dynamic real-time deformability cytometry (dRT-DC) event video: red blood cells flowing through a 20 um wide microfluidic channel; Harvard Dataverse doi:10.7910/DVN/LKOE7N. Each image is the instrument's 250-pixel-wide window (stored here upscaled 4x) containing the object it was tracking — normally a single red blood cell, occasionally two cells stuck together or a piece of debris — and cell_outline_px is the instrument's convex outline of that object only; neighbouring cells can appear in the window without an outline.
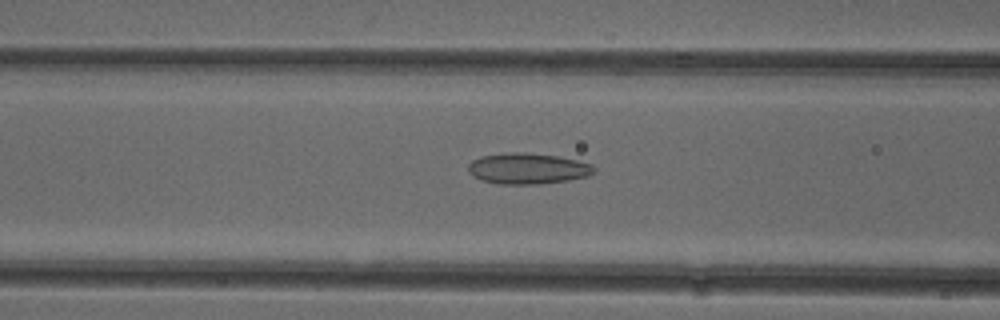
{"species": "common noctule bat (a hibernating species)", "species_latin": "Nyctalus noctula", "temperature_condition": "cold", "stored_images_in_passage": 52, "camera_frame_rate_fps": 3000, "um_per_image_px": 0.085, "animal": {"sex": "female"}, "frame": {"image": 1, "passage_image": 21, "time_ms": 6.667, "image_size_px": [1000, 320], "cell_outline_px": [[596, 172], [588, 176], [568, 180], [540, 184], [496, 184], [480, 180], [472, 176], [468, 172], [468, 164], [472, 160], [480, 156], [504, 152], [524, 152], [560, 156], [592, 164], [596, 168]], "centroid_in_image_um": [44.83, 14.32], "position_along_channel_um": 121.8, "area_um2": 23.12}}
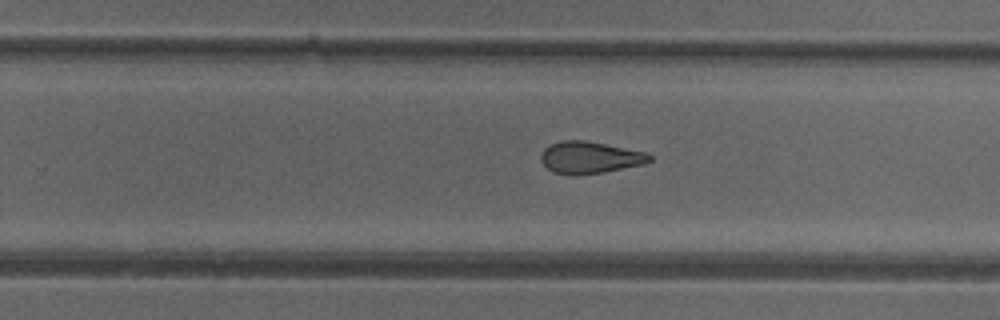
{"frame": {"image": 2, "passage_image": 33, "time_ms": 10.667, "image_size_px": [1000, 320], "cell_outline_px": [[652, 160], [644, 164], [604, 172], [576, 176], [568, 176], [552, 172], [540, 160], [540, 156], [544, 148], [560, 140], [584, 140], [644, 152], [652, 156]], "centroid_in_image_um": [50.09, 13.41], "position_along_channel_um": 279.7, "area_um2": 20.29}}
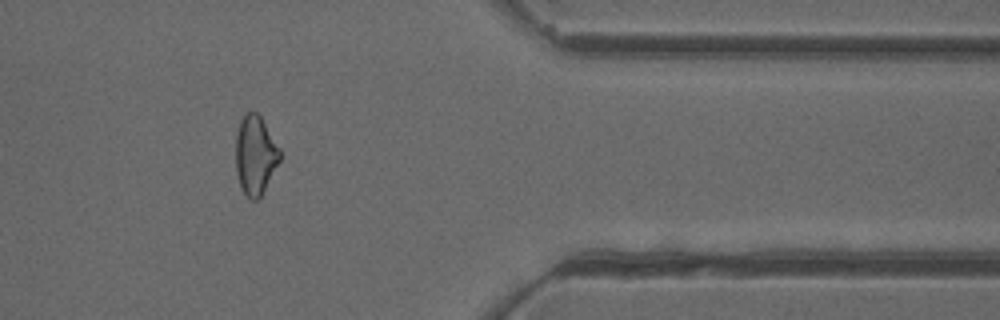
{"frame": {"image": 3, "passage_image": 43, "time_ms": 14.0, "image_size_px": [1000, 320], "cell_outline_px": [[284, 156], [260, 196], [256, 200], [252, 200], [244, 192], [240, 184], [236, 172], [236, 136], [240, 120], [244, 112], [256, 112], [260, 116], [280, 148]], "centroid_in_image_um": [21.73, 13.16], "position_along_channel_um": 389.7, "area_um2": 20.4}, "authors_computed_cell_mechanics": {"area_um2": 22.0796, "velocity_mm_per_s": 3.9559, "shape_relaxation_time_tau1_ms": null, "shape_relaxation_time_tau2_ms": 2.7224, "deformation_change_tau1": null, "deformation_change_tau2": 0.1082}}